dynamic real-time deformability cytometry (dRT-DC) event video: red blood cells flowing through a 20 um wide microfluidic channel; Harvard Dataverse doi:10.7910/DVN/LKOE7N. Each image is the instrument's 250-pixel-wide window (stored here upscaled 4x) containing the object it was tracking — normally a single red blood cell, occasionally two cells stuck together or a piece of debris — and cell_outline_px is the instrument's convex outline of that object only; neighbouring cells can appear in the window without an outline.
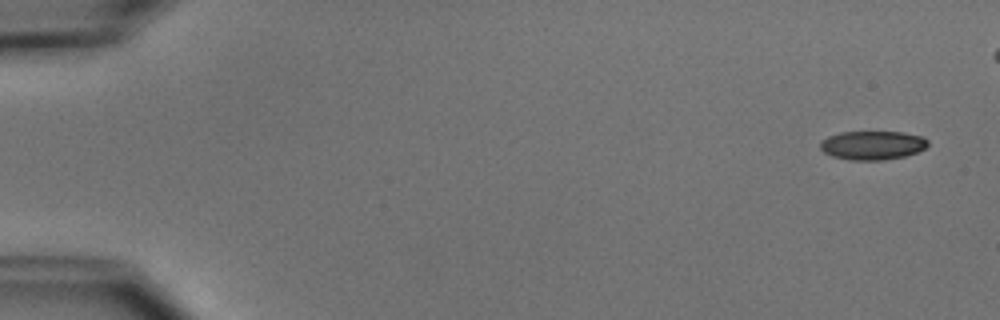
{"species": "common noctule bat (a hibernating species)", "species_latin": "Nyctalus noctula", "temperature_condition": "cold", "stored_images_in_passage": 7, "camera_frame_rate_fps": 3000, "um_per_image_px": 0.085, "animal": {"sex": "male", "body_mass_g": 15.6}, "frame": {"image": 1, "passage_image": 1, "time_ms": 0.0, "image_size_px": [1000, 320], "cell_outline_px": [[928, 144], [924, 148], [916, 152], [904, 156], [884, 160], [848, 160], [832, 156], [824, 152], [820, 148], [820, 140], [828, 136], [840, 132], [904, 132], [924, 136], [928, 140]], "centroid_in_image_um": [74.15, 12.34], "position_along_channel_um": 10.9, "area_um2": 18.21}}
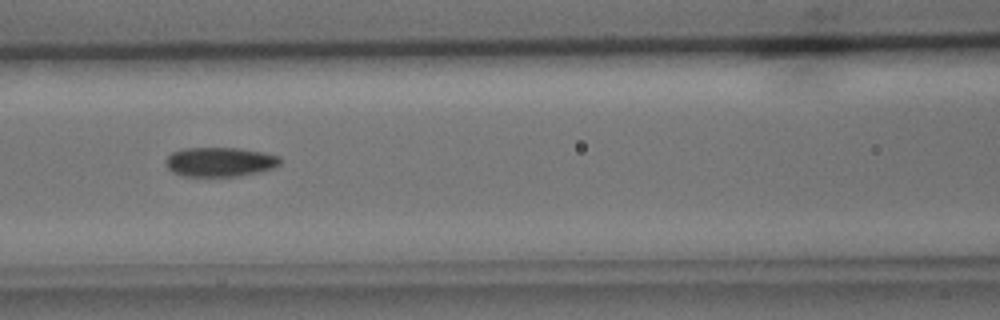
{"frame": {"image": 2, "passage_image": 7, "time_ms": 7.0, "image_size_px": [1000, 320], "cell_outline_px": [[280, 164], [276, 168], [236, 176], [184, 176], [172, 172], [164, 164], [164, 160], [172, 152], [184, 148], [240, 148], [280, 156]], "centroid_in_image_um": [18.66, 13.76], "position_along_channel_um": 147.9, "area_um2": 19.59}}